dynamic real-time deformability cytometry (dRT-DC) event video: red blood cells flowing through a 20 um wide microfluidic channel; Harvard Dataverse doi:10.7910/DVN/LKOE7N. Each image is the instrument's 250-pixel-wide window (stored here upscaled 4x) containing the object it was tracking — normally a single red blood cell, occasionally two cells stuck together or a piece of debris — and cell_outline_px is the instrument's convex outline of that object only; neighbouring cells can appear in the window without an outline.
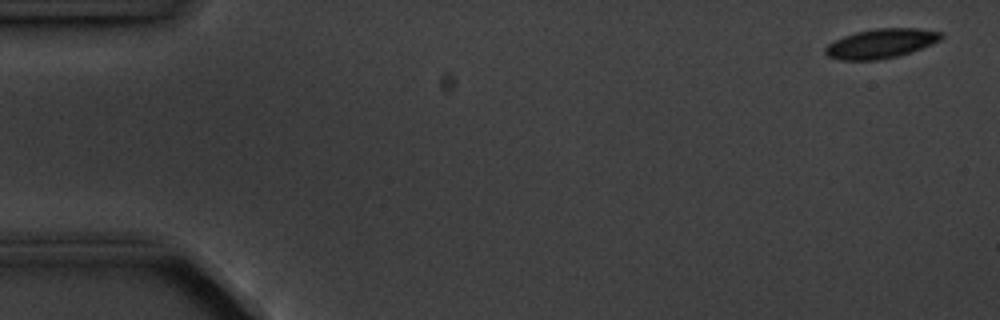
{"species": "common noctule bat (a hibernating species)", "species_latin": "Nyctalus noctula", "temperature_condition": "cold", "stored_images_in_passage": 6, "camera_frame_rate_fps": 3000, "um_per_image_px": 0.085, "animal": {"sex": "male", "body_mass_g": 20.1, "forearm_length_mm": 53.5}, "frame": {"image": 1, "passage_image": 1, "time_ms": 0.0, "image_size_px": [1000, 320], "cell_outline_px": [[944, 36], [940, 40], [920, 48], [896, 56], [876, 60], [840, 60], [828, 56], [824, 52], [824, 48], [828, 44], [844, 36], [856, 32], [876, 28], [920, 28], [944, 32]], "centroid_in_image_um": [74.88, 3.68], "position_along_channel_um": 10.1, "area_um2": 19.71}}